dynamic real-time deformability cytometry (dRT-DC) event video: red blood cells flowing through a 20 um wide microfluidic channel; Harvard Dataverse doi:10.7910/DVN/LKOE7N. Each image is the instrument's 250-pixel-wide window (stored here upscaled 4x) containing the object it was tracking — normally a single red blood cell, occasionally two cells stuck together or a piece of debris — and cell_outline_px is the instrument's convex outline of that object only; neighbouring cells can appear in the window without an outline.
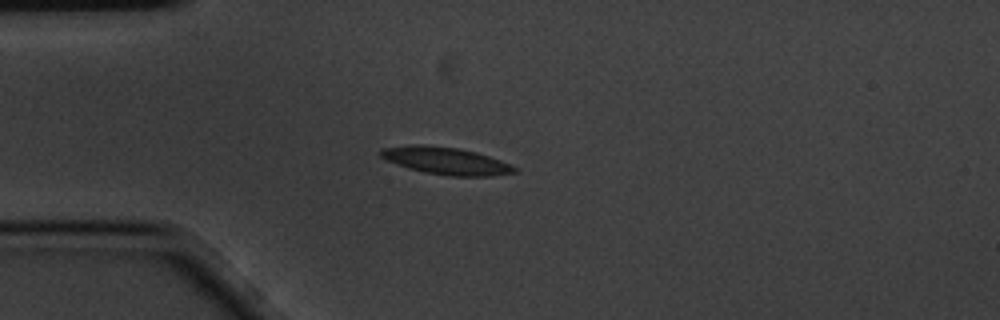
{"species": "common noctule bat (a hibernating species)", "species_latin": "Nyctalus noctula", "temperature_condition": "cold", "stored_images_in_passage": 6, "camera_frame_rate_fps": 3000, "um_per_image_px": 0.085, "animal": {"sex": "male", "body_mass_g": 20.1, "forearm_length_mm": 53.5}, "frame": {"image": 1, "passage_image": 2, "time_ms": 0.333, "image_size_px": [1000, 320], "cell_outline_px": [[516, 172], [492, 176], [448, 176], [424, 172], [408, 168], [388, 160], [380, 156], [380, 148], [416, 144], [424, 144], [456, 148], [476, 152], [500, 160], [516, 168]], "centroid_in_image_um": [37.88, 13.67], "position_along_channel_um": 47.1, "area_um2": 21.04}}
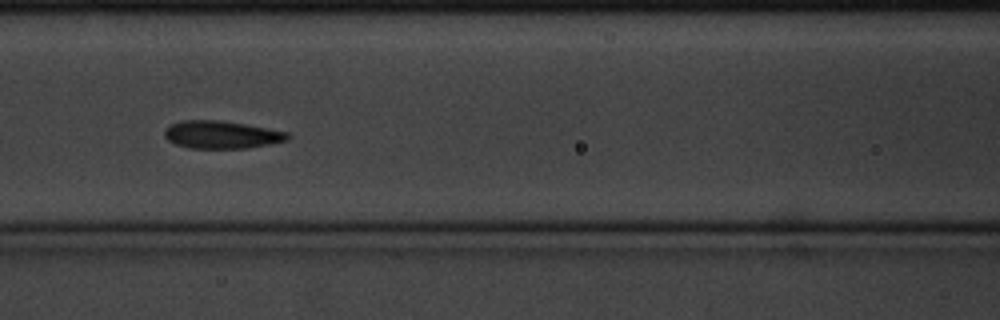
{"frame": {"image": 2, "passage_image": 5, "time_ms": 1.333, "image_size_px": [1000, 320], "cell_outline_px": [[292, 136], [288, 140], [248, 148], [188, 148], [176, 144], [168, 140], [164, 136], [164, 132], [172, 124], [180, 120], [220, 120], [268, 128], [288, 132]], "centroid_in_image_um": [18.85, 11.45], "position_along_channel_um": 147.7, "area_um2": 19.83}}
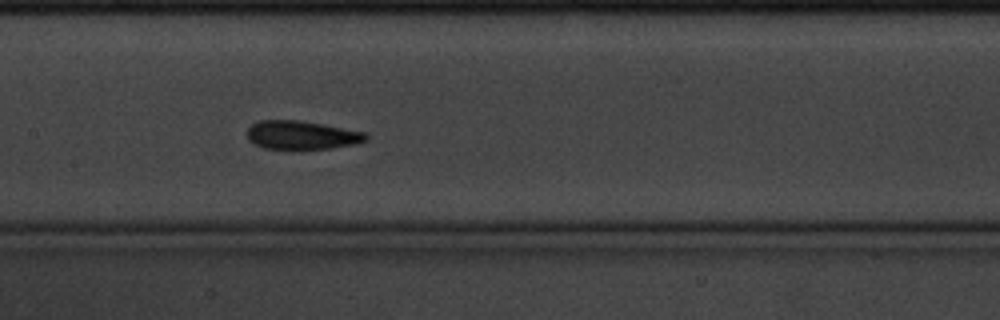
{"frame": {"image": 3, "passage_image": 6, "time_ms": 1.667, "image_size_px": [1000, 320], "cell_outline_px": [[368, 140], [356, 144], [332, 148], [264, 148], [248, 140], [248, 128], [252, 124], [260, 120], [296, 120], [320, 124], [364, 132], [368, 136]], "centroid_in_image_um": [25.65, 11.48], "position_along_channel_um": 181.8, "area_um2": 19.36}}